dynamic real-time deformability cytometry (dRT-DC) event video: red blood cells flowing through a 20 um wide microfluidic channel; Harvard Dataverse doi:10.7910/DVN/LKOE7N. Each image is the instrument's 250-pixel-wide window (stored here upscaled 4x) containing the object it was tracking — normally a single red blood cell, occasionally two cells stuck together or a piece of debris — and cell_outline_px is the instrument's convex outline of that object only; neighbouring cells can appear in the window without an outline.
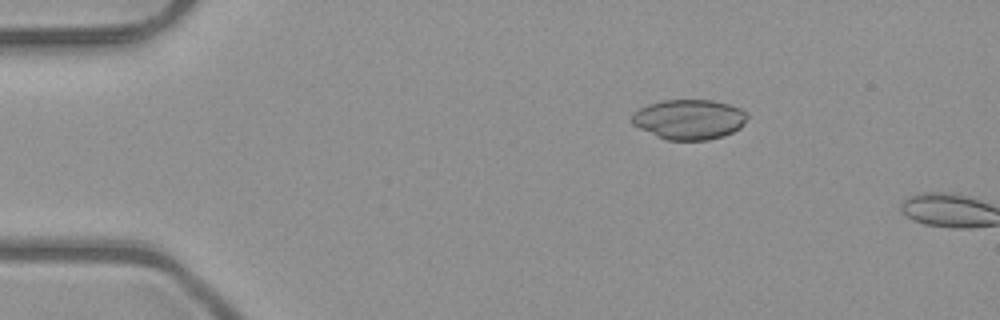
{"species": "common noctule bat (a hibernating species)", "species_latin": "Nyctalus noctula", "temperature_condition": "room temperature", "stored_images_in_passage": 3, "camera_frame_rate_fps": 3000, "um_per_image_px": 0.085, "animal": {"sex": "male", "body_mass_g": 23.1, "forearm_length_mm": 52.7}, "frame": {"image": 1, "passage_image": 1, "time_ms": 0.0, "image_size_px": [1000, 320], "cell_outline_px": [[748, 116], [740, 128], [724, 136], [708, 140], [664, 140], [632, 124], [632, 116], [640, 108], [648, 104], [660, 100], [712, 100], [728, 104], [740, 108]], "centroid_in_image_um": [58.57, 10.15], "position_along_channel_um": 26.4, "area_um2": 26.82}}